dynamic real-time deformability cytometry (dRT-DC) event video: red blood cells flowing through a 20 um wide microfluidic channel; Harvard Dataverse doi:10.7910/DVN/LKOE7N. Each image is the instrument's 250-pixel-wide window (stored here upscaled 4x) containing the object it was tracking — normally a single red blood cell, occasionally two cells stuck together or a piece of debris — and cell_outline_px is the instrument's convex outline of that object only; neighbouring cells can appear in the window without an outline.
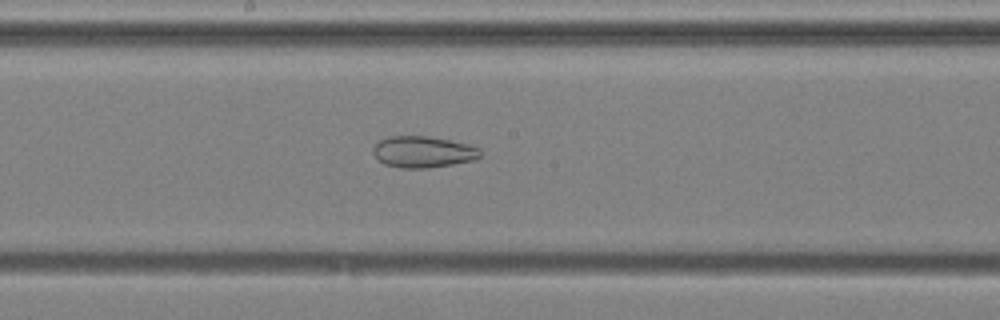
{"species": "common noctule bat (a hibernating species)", "species_latin": "Nyctalus noctula", "temperature_condition": "cold", "stored_images_in_passage": 38, "camera_frame_rate_fps": 3000, "um_per_image_px": 0.085, "animal": {"sex": "male", "body_mass_g": 20.4}, "frame": {"image": 1, "passage_image": 17, "time_ms": 5.333, "image_size_px": [1000, 320], "cell_outline_px": [[480, 156], [472, 160], [452, 164], [428, 168], [400, 168], [384, 164], [372, 152], [372, 148], [380, 140], [388, 136], [428, 136], [468, 144], [480, 148]], "centroid_in_image_um": [35.94, 12.91], "position_along_channel_um": 212.3, "area_um2": 19.48}}
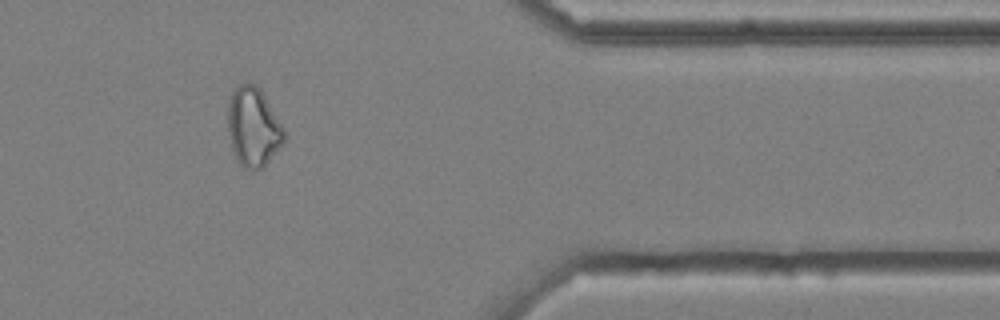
{"frame": {"image": 2, "passage_image": 33, "time_ms": 10.667, "image_size_px": [1000, 320], "cell_outline_px": [[284, 140], [268, 160], [260, 168], [252, 172], [244, 168], [240, 164], [232, 148], [228, 132], [228, 96], [240, 84], [256, 84], [260, 88], [284, 128]], "centroid_in_image_um": [21.5, 10.78], "position_along_channel_um": 389.9, "area_um2": 25.61}, "authors_computed_cell_mechanics": {"area_um2": 25.1141, "velocity_mm_per_s": 3.7291, "shape_relaxation_time_tau1_ms": null, "shape_relaxation_time_tau2_ms": 2.6768, "deformation_change_tau1": null, "deformation_change_tau2": 0.0969}}